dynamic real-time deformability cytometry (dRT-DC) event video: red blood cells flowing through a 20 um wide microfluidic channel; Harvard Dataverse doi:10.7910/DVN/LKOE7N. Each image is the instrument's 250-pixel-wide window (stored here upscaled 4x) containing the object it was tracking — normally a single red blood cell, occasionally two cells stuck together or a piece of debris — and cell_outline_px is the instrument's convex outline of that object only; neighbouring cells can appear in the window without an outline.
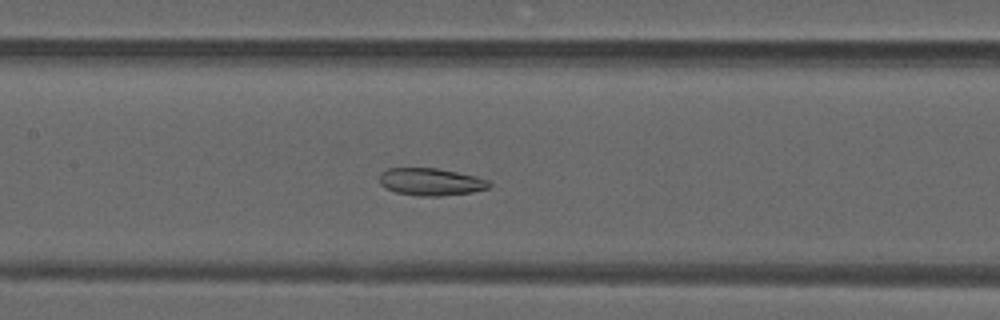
{"species": "common noctule bat (a hibernating species)", "species_latin": "Nyctalus noctula", "temperature_condition": "warm", "stored_images_in_passage": 31, "camera_frame_rate_fps": 3000, "um_per_image_px": 0.085, "animal": {"sex": "male", "forearm_length_mm": 52.5}, "frame": {"image": 1, "passage_image": 21, "time_ms": 6.667, "image_size_px": [1000, 320], "cell_outline_px": [[492, 184], [488, 188], [472, 192], [440, 196], [420, 196], [396, 192], [384, 188], [380, 184], [380, 172], [388, 168], [436, 168], [476, 176], [488, 180]], "centroid_in_image_um": [36.6, 15.45], "position_along_channel_um": 170.8, "area_um2": 17.51}}
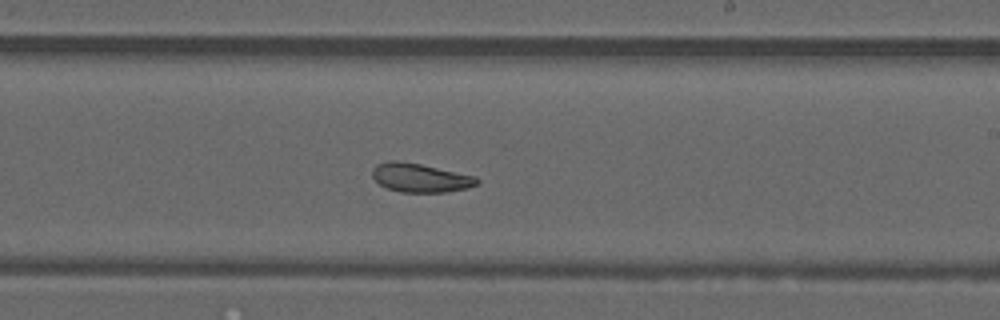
{"frame": {"image": 2, "passage_image": 27, "time_ms": 8.667, "image_size_px": [1000, 320], "cell_outline_px": [[480, 184], [468, 188], [448, 192], [400, 192], [388, 188], [380, 184], [372, 176], [372, 168], [376, 164], [388, 160], [396, 160], [420, 164], [476, 176], [480, 180]], "centroid_in_image_um": [35.74, 15.11], "position_along_channel_um": 253.3, "area_um2": 17.69}}
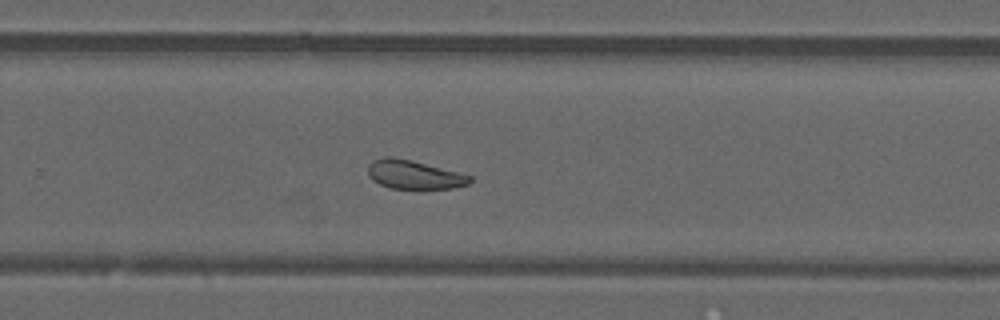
{"frame": {"image": 3, "passage_image": 30, "time_ms": 9.667, "image_size_px": [1000, 320], "cell_outline_px": [[472, 180], [468, 184], [452, 188], [388, 188], [372, 180], [368, 176], [368, 164], [372, 160], [388, 156], [392, 156], [472, 176]], "centroid_in_image_um": [35.13, 14.85], "position_along_channel_um": 294.7, "area_um2": 16.7}}